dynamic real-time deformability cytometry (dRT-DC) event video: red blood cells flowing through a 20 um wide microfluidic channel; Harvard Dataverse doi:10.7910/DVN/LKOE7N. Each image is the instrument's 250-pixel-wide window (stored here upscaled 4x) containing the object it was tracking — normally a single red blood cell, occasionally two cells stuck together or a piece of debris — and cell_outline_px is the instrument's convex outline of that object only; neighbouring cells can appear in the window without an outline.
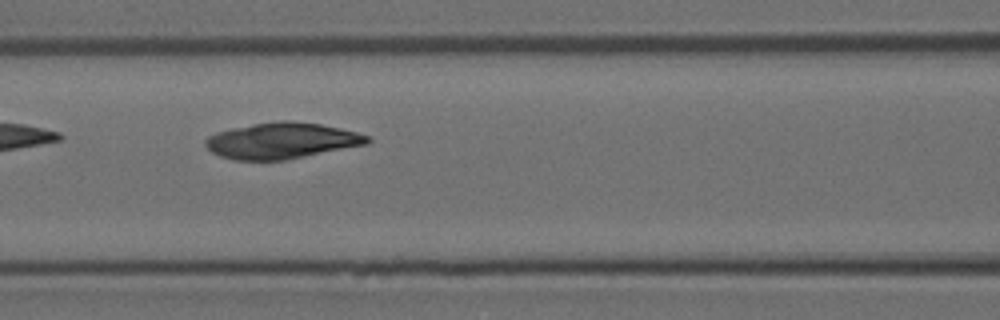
{"species": "Egyptian fruit bat (a non-hibernating species)", "species_latin": "Rousettus aegyptiacus", "temperature_condition": "room temperature", "stored_images_in_passage": 6, "camera_frame_rate_fps": 3000, "um_per_image_px": 0.085, "animal": {"sex": "female"}, "frame": {"image": 1, "passage_image": 3, "time_ms": 3.0, "image_size_px": [1000, 320], "cell_outline_px": [[372, 140], [368, 144], [284, 160], [236, 160], [220, 156], [212, 152], [204, 144], [204, 140], [208, 136], [216, 132], [232, 128], [252, 124], [280, 120], [288, 120], [320, 124], [340, 128], [356, 132], [368, 136]], "centroid_in_image_um": [23.93, 11.95], "position_along_channel_um": 142.7, "area_um2": 33.93}}
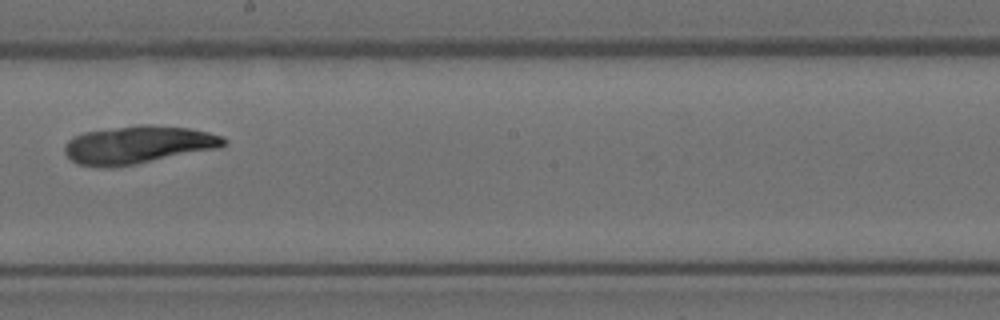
{"frame": {"image": 2, "passage_image": 5, "time_ms": 5.333, "image_size_px": [1000, 320], "cell_outline_px": [[228, 144], [220, 148], [136, 164], [112, 168], [104, 168], [76, 164], [64, 152], [64, 148], [68, 140], [84, 132], [140, 124], [152, 124], [188, 128], [208, 132], [224, 136], [228, 140]], "centroid_in_image_um": [11.78, 12.31], "position_along_channel_um": 236.4, "area_um2": 35.43}}
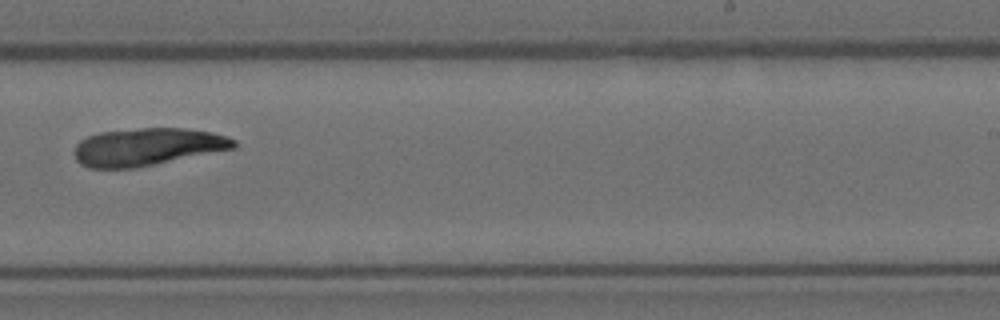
{"frame": {"image": 3, "passage_image": 6, "time_ms": 6.333, "image_size_px": [1000, 320], "cell_outline_px": [[236, 148], [136, 168], [88, 168], [80, 164], [76, 160], [72, 152], [76, 144], [80, 140], [88, 136], [100, 132], [140, 128], [184, 128], [212, 132], [236, 140]], "centroid_in_image_um": [12.49, 12.49], "position_along_channel_um": 276.5, "area_um2": 35.08}}